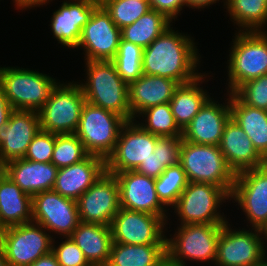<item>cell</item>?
I'll list each match as a JSON object with an SVG mask.
<instances>
[{
    "label": "cell",
    "mask_w": 267,
    "mask_h": 266,
    "mask_svg": "<svg viewBox=\"0 0 267 266\" xmlns=\"http://www.w3.org/2000/svg\"><path fill=\"white\" fill-rule=\"evenodd\" d=\"M13 111L14 109L0 89V129L7 124Z\"/></svg>",
    "instance_id": "cell-43"
},
{
    "label": "cell",
    "mask_w": 267,
    "mask_h": 266,
    "mask_svg": "<svg viewBox=\"0 0 267 266\" xmlns=\"http://www.w3.org/2000/svg\"><path fill=\"white\" fill-rule=\"evenodd\" d=\"M88 155L84 144L75 133L55 134V146L51 163L58 169L80 162Z\"/></svg>",
    "instance_id": "cell-37"
},
{
    "label": "cell",
    "mask_w": 267,
    "mask_h": 266,
    "mask_svg": "<svg viewBox=\"0 0 267 266\" xmlns=\"http://www.w3.org/2000/svg\"><path fill=\"white\" fill-rule=\"evenodd\" d=\"M166 256V244L113 243L106 266H157Z\"/></svg>",
    "instance_id": "cell-30"
},
{
    "label": "cell",
    "mask_w": 267,
    "mask_h": 266,
    "mask_svg": "<svg viewBox=\"0 0 267 266\" xmlns=\"http://www.w3.org/2000/svg\"><path fill=\"white\" fill-rule=\"evenodd\" d=\"M58 82L29 68L0 66V89L14 110L39 111Z\"/></svg>",
    "instance_id": "cell-4"
},
{
    "label": "cell",
    "mask_w": 267,
    "mask_h": 266,
    "mask_svg": "<svg viewBox=\"0 0 267 266\" xmlns=\"http://www.w3.org/2000/svg\"><path fill=\"white\" fill-rule=\"evenodd\" d=\"M168 224L161 216L120 208L110 226L113 243L166 244Z\"/></svg>",
    "instance_id": "cell-15"
},
{
    "label": "cell",
    "mask_w": 267,
    "mask_h": 266,
    "mask_svg": "<svg viewBox=\"0 0 267 266\" xmlns=\"http://www.w3.org/2000/svg\"><path fill=\"white\" fill-rule=\"evenodd\" d=\"M61 242H52V252L55 254L60 266H91L82 250L76 245L71 237H62ZM63 239H65L63 241ZM59 244H55V243Z\"/></svg>",
    "instance_id": "cell-40"
},
{
    "label": "cell",
    "mask_w": 267,
    "mask_h": 266,
    "mask_svg": "<svg viewBox=\"0 0 267 266\" xmlns=\"http://www.w3.org/2000/svg\"><path fill=\"white\" fill-rule=\"evenodd\" d=\"M179 164L188 182L212 184L231 194L236 174L228 166L219 146L182 140Z\"/></svg>",
    "instance_id": "cell-5"
},
{
    "label": "cell",
    "mask_w": 267,
    "mask_h": 266,
    "mask_svg": "<svg viewBox=\"0 0 267 266\" xmlns=\"http://www.w3.org/2000/svg\"><path fill=\"white\" fill-rule=\"evenodd\" d=\"M126 122L122 116L86 101L75 134L89 154L106 160L113 152Z\"/></svg>",
    "instance_id": "cell-9"
},
{
    "label": "cell",
    "mask_w": 267,
    "mask_h": 266,
    "mask_svg": "<svg viewBox=\"0 0 267 266\" xmlns=\"http://www.w3.org/2000/svg\"><path fill=\"white\" fill-rule=\"evenodd\" d=\"M41 130L38 111L14 110L0 129V165L24 158L33 137Z\"/></svg>",
    "instance_id": "cell-20"
},
{
    "label": "cell",
    "mask_w": 267,
    "mask_h": 266,
    "mask_svg": "<svg viewBox=\"0 0 267 266\" xmlns=\"http://www.w3.org/2000/svg\"><path fill=\"white\" fill-rule=\"evenodd\" d=\"M237 31H265L267 25V0H225L223 4ZM265 26V27H264Z\"/></svg>",
    "instance_id": "cell-31"
},
{
    "label": "cell",
    "mask_w": 267,
    "mask_h": 266,
    "mask_svg": "<svg viewBox=\"0 0 267 266\" xmlns=\"http://www.w3.org/2000/svg\"><path fill=\"white\" fill-rule=\"evenodd\" d=\"M7 230V226L4 224V222L1 219V215H0V240L3 236V234L6 232Z\"/></svg>",
    "instance_id": "cell-49"
},
{
    "label": "cell",
    "mask_w": 267,
    "mask_h": 266,
    "mask_svg": "<svg viewBox=\"0 0 267 266\" xmlns=\"http://www.w3.org/2000/svg\"><path fill=\"white\" fill-rule=\"evenodd\" d=\"M218 146L228 166L235 174L244 170L261 167L267 163L254 148L249 136L231 118L224 126Z\"/></svg>",
    "instance_id": "cell-23"
},
{
    "label": "cell",
    "mask_w": 267,
    "mask_h": 266,
    "mask_svg": "<svg viewBox=\"0 0 267 266\" xmlns=\"http://www.w3.org/2000/svg\"><path fill=\"white\" fill-rule=\"evenodd\" d=\"M170 26H173L171 20L164 14L151 9L133 24L122 28L121 38L144 49Z\"/></svg>",
    "instance_id": "cell-32"
},
{
    "label": "cell",
    "mask_w": 267,
    "mask_h": 266,
    "mask_svg": "<svg viewBox=\"0 0 267 266\" xmlns=\"http://www.w3.org/2000/svg\"><path fill=\"white\" fill-rule=\"evenodd\" d=\"M231 119L249 136L254 148L267 161V111L243 104L230 93Z\"/></svg>",
    "instance_id": "cell-29"
},
{
    "label": "cell",
    "mask_w": 267,
    "mask_h": 266,
    "mask_svg": "<svg viewBox=\"0 0 267 266\" xmlns=\"http://www.w3.org/2000/svg\"><path fill=\"white\" fill-rule=\"evenodd\" d=\"M223 224L177 225L171 238L166 237L167 257L180 266L188 261L208 262L214 265L217 243Z\"/></svg>",
    "instance_id": "cell-7"
},
{
    "label": "cell",
    "mask_w": 267,
    "mask_h": 266,
    "mask_svg": "<svg viewBox=\"0 0 267 266\" xmlns=\"http://www.w3.org/2000/svg\"><path fill=\"white\" fill-rule=\"evenodd\" d=\"M1 170L31 196L53 190L58 173V168L51 162H34L25 158L11 160L2 165Z\"/></svg>",
    "instance_id": "cell-24"
},
{
    "label": "cell",
    "mask_w": 267,
    "mask_h": 266,
    "mask_svg": "<svg viewBox=\"0 0 267 266\" xmlns=\"http://www.w3.org/2000/svg\"><path fill=\"white\" fill-rule=\"evenodd\" d=\"M76 202L81 222L111 226L121 208L117 178L105 171Z\"/></svg>",
    "instance_id": "cell-17"
},
{
    "label": "cell",
    "mask_w": 267,
    "mask_h": 266,
    "mask_svg": "<svg viewBox=\"0 0 267 266\" xmlns=\"http://www.w3.org/2000/svg\"><path fill=\"white\" fill-rule=\"evenodd\" d=\"M55 146V134L40 130L28 146L24 158L34 162L50 163Z\"/></svg>",
    "instance_id": "cell-41"
},
{
    "label": "cell",
    "mask_w": 267,
    "mask_h": 266,
    "mask_svg": "<svg viewBox=\"0 0 267 266\" xmlns=\"http://www.w3.org/2000/svg\"><path fill=\"white\" fill-rule=\"evenodd\" d=\"M157 266H180V265L176 262H173L166 256Z\"/></svg>",
    "instance_id": "cell-47"
},
{
    "label": "cell",
    "mask_w": 267,
    "mask_h": 266,
    "mask_svg": "<svg viewBox=\"0 0 267 266\" xmlns=\"http://www.w3.org/2000/svg\"><path fill=\"white\" fill-rule=\"evenodd\" d=\"M0 215L8 226L32 222V196L0 171Z\"/></svg>",
    "instance_id": "cell-28"
},
{
    "label": "cell",
    "mask_w": 267,
    "mask_h": 266,
    "mask_svg": "<svg viewBox=\"0 0 267 266\" xmlns=\"http://www.w3.org/2000/svg\"><path fill=\"white\" fill-rule=\"evenodd\" d=\"M143 51L142 47L121 38L118 52L112 61L118 74L128 85L143 75Z\"/></svg>",
    "instance_id": "cell-36"
},
{
    "label": "cell",
    "mask_w": 267,
    "mask_h": 266,
    "mask_svg": "<svg viewBox=\"0 0 267 266\" xmlns=\"http://www.w3.org/2000/svg\"><path fill=\"white\" fill-rule=\"evenodd\" d=\"M84 67L85 83L78 84L86 101L131 121L128 84L118 74L113 61H85Z\"/></svg>",
    "instance_id": "cell-2"
},
{
    "label": "cell",
    "mask_w": 267,
    "mask_h": 266,
    "mask_svg": "<svg viewBox=\"0 0 267 266\" xmlns=\"http://www.w3.org/2000/svg\"><path fill=\"white\" fill-rule=\"evenodd\" d=\"M187 184L188 180L182 166L180 164L169 166L155 179L157 197L170 210L177 203Z\"/></svg>",
    "instance_id": "cell-35"
},
{
    "label": "cell",
    "mask_w": 267,
    "mask_h": 266,
    "mask_svg": "<svg viewBox=\"0 0 267 266\" xmlns=\"http://www.w3.org/2000/svg\"><path fill=\"white\" fill-rule=\"evenodd\" d=\"M228 200L230 194L224 188L208 183L188 182L172 209L178 217V225L224 224L229 218L224 212L220 213V207Z\"/></svg>",
    "instance_id": "cell-6"
},
{
    "label": "cell",
    "mask_w": 267,
    "mask_h": 266,
    "mask_svg": "<svg viewBox=\"0 0 267 266\" xmlns=\"http://www.w3.org/2000/svg\"><path fill=\"white\" fill-rule=\"evenodd\" d=\"M225 103L210 97L183 129L182 139L195 144L218 146L225 124L231 118L230 93L225 94ZM228 95V96H227Z\"/></svg>",
    "instance_id": "cell-19"
},
{
    "label": "cell",
    "mask_w": 267,
    "mask_h": 266,
    "mask_svg": "<svg viewBox=\"0 0 267 266\" xmlns=\"http://www.w3.org/2000/svg\"><path fill=\"white\" fill-rule=\"evenodd\" d=\"M223 3H225V0H222ZM219 3L220 0H185V4H186V7H188L189 9H203V8H206L213 4H216V3Z\"/></svg>",
    "instance_id": "cell-46"
},
{
    "label": "cell",
    "mask_w": 267,
    "mask_h": 266,
    "mask_svg": "<svg viewBox=\"0 0 267 266\" xmlns=\"http://www.w3.org/2000/svg\"><path fill=\"white\" fill-rule=\"evenodd\" d=\"M180 84L172 79L143 74L128 85L131 120L145 109L169 103Z\"/></svg>",
    "instance_id": "cell-25"
},
{
    "label": "cell",
    "mask_w": 267,
    "mask_h": 266,
    "mask_svg": "<svg viewBox=\"0 0 267 266\" xmlns=\"http://www.w3.org/2000/svg\"><path fill=\"white\" fill-rule=\"evenodd\" d=\"M255 266H267V256L258 264Z\"/></svg>",
    "instance_id": "cell-51"
},
{
    "label": "cell",
    "mask_w": 267,
    "mask_h": 266,
    "mask_svg": "<svg viewBox=\"0 0 267 266\" xmlns=\"http://www.w3.org/2000/svg\"><path fill=\"white\" fill-rule=\"evenodd\" d=\"M137 118L141 121H135L149 133L162 137H182L183 130L177 125L169 103L149 107Z\"/></svg>",
    "instance_id": "cell-34"
},
{
    "label": "cell",
    "mask_w": 267,
    "mask_h": 266,
    "mask_svg": "<svg viewBox=\"0 0 267 266\" xmlns=\"http://www.w3.org/2000/svg\"><path fill=\"white\" fill-rule=\"evenodd\" d=\"M98 3L91 0H64L51 16V32L58 44L76 49L83 27L88 23Z\"/></svg>",
    "instance_id": "cell-21"
},
{
    "label": "cell",
    "mask_w": 267,
    "mask_h": 266,
    "mask_svg": "<svg viewBox=\"0 0 267 266\" xmlns=\"http://www.w3.org/2000/svg\"><path fill=\"white\" fill-rule=\"evenodd\" d=\"M232 93L243 104L267 111V74L238 86Z\"/></svg>",
    "instance_id": "cell-39"
},
{
    "label": "cell",
    "mask_w": 267,
    "mask_h": 266,
    "mask_svg": "<svg viewBox=\"0 0 267 266\" xmlns=\"http://www.w3.org/2000/svg\"><path fill=\"white\" fill-rule=\"evenodd\" d=\"M182 140V137L160 136L151 156L139 164L135 171L154 179L158 178L167 167L179 164Z\"/></svg>",
    "instance_id": "cell-33"
},
{
    "label": "cell",
    "mask_w": 267,
    "mask_h": 266,
    "mask_svg": "<svg viewBox=\"0 0 267 266\" xmlns=\"http://www.w3.org/2000/svg\"><path fill=\"white\" fill-rule=\"evenodd\" d=\"M209 73H203L192 82L180 84L169 104L177 125L183 130L211 97L201 84L208 82ZM206 80V81H205ZM201 86V87H200Z\"/></svg>",
    "instance_id": "cell-27"
},
{
    "label": "cell",
    "mask_w": 267,
    "mask_h": 266,
    "mask_svg": "<svg viewBox=\"0 0 267 266\" xmlns=\"http://www.w3.org/2000/svg\"><path fill=\"white\" fill-rule=\"evenodd\" d=\"M32 221L55 233L54 239L70 237L80 222L77 202L54 190L37 193L32 196Z\"/></svg>",
    "instance_id": "cell-14"
},
{
    "label": "cell",
    "mask_w": 267,
    "mask_h": 266,
    "mask_svg": "<svg viewBox=\"0 0 267 266\" xmlns=\"http://www.w3.org/2000/svg\"><path fill=\"white\" fill-rule=\"evenodd\" d=\"M105 171V159L89 154L80 162L58 169L53 190L77 201Z\"/></svg>",
    "instance_id": "cell-22"
},
{
    "label": "cell",
    "mask_w": 267,
    "mask_h": 266,
    "mask_svg": "<svg viewBox=\"0 0 267 266\" xmlns=\"http://www.w3.org/2000/svg\"><path fill=\"white\" fill-rule=\"evenodd\" d=\"M189 34L173 27L167 28L151 44L144 48L143 74L166 77L186 84L198 78L201 55ZM198 66V67H197ZM198 69V70H197Z\"/></svg>",
    "instance_id": "cell-1"
},
{
    "label": "cell",
    "mask_w": 267,
    "mask_h": 266,
    "mask_svg": "<svg viewBox=\"0 0 267 266\" xmlns=\"http://www.w3.org/2000/svg\"><path fill=\"white\" fill-rule=\"evenodd\" d=\"M92 2L98 3V4H102L105 0H91Z\"/></svg>",
    "instance_id": "cell-52"
},
{
    "label": "cell",
    "mask_w": 267,
    "mask_h": 266,
    "mask_svg": "<svg viewBox=\"0 0 267 266\" xmlns=\"http://www.w3.org/2000/svg\"><path fill=\"white\" fill-rule=\"evenodd\" d=\"M114 175L118 182L121 208L161 216L169 222V209L157 197L154 178L136 171H123Z\"/></svg>",
    "instance_id": "cell-18"
},
{
    "label": "cell",
    "mask_w": 267,
    "mask_h": 266,
    "mask_svg": "<svg viewBox=\"0 0 267 266\" xmlns=\"http://www.w3.org/2000/svg\"><path fill=\"white\" fill-rule=\"evenodd\" d=\"M231 200L244 212L247 227L263 229L267 224V163L236 174Z\"/></svg>",
    "instance_id": "cell-12"
},
{
    "label": "cell",
    "mask_w": 267,
    "mask_h": 266,
    "mask_svg": "<svg viewBox=\"0 0 267 266\" xmlns=\"http://www.w3.org/2000/svg\"><path fill=\"white\" fill-rule=\"evenodd\" d=\"M0 266H10L9 263L7 262L3 251L0 248Z\"/></svg>",
    "instance_id": "cell-48"
},
{
    "label": "cell",
    "mask_w": 267,
    "mask_h": 266,
    "mask_svg": "<svg viewBox=\"0 0 267 266\" xmlns=\"http://www.w3.org/2000/svg\"><path fill=\"white\" fill-rule=\"evenodd\" d=\"M224 223L217 243L215 266H255L267 253L260 229H232ZM251 229V230H250Z\"/></svg>",
    "instance_id": "cell-11"
},
{
    "label": "cell",
    "mask_w": 267,
    "mask_h": 266,
    "mask_svg": "<svg viewBox=\"0 0 267 266\" xmlns=\"http://www.w3.org/2000/svg\"><path fill=\"white\" fill-rule=\"evenodd\" d=\"M50 1L52 2L53 0H13V3H15L14 5L17 10L23 11L33 9V7H43V5H47Z\"/></svg>",
    "instance_id": "cell-44"
},
{
    "label": "cell",
    "mask_w": 267,
    "mask_h": 266,
    "mask_svg": "<svg viewBox=\"0 0 267 266\" xmlns=\"http://www.w3.org/2000/svg\"><path fill=\"white\" fill-rule=\"evenodd\" d=\"M35 222L8 226L0 248L10 266H29L52 251L54 235Z\"/></svg>",
    "instance_id": "cell-10"
},
{
    "label": "cell",
    "mask_w": 267,
    "mask_h": 266,
    "mask_svg": "<svg viewBox=\"0 0 267 266\" xmlns=\"http://www.w3.org/2000/svg\"><path fill=\"white\" fill-rule=\"evenodd\" d=\"M227 58V93L267 74V31H236Z\"/></svg>",
    "instance_id": "cell-3"
},
{
    "label": "cell",
    "mask_w": 267,
    "mask_h": 266,
    "mask_svg": "<svg viewBox=\"0 0 267 266\" xmlns=\"http://www.w3.org/2000/svg\"><path fill=\"white\" fill-rule=\"evenodd\" d=\"M101 5L119 29L133 24L151 10L148 0H105Z\"/></svg>",
    "instance_id": "cell-38"
},
{
    "label": "cell",
    "mask_w": 267,
    "mask_h": 266,
    "mask_svg": "<svg viewBox=\"0 0 267 266\" xmlns=\"http://www.w3.org/2000/svg\"><path fill=\"white\" fill-rule=\"evenodd\" d=\"M262 231V236H263V239H264V243L267 245V224L263 227V229L261 230Z\"/></svg>",
    "instance_id": "cell-50"
},
{
    "label": "cell",
    "mask_w": 267,
    "mask_h": 266,
    "mask_svg": "<svg viewBox=\"0 0 267 266\" xmlns=\"http://www.w3.org/2000/svg\"><path fill=\"white\" fill-rule=\"evenodd\" d=\"M85 103L84 93L77 81L61 83L59 80L38 111L41 130L56 135L75 133Z\"/></svg>",
    "instance_id": "cell-8"
},
{
    "label": "cell",
    "mask_w": 267,
    "mask_h": 266,
    "mask_svg": "<svg viewBox=\"0 0 267 266\" xmlns=\"http://www.w3.org/2000/svg\"><path fill=\"white\" fill-rule=\"evenodd\" d=\"M120 40L121 29L99 4L83 27L76 49H82L85 52H83L84 61H112L118 52Z\"/></svg>",
    "instance_id": "cell-16"
},
{
    "label": "cell",
    "mask_w": 267,
    "mask_h": 266,
    "mask_svg": "<svg viewBox=\"0 0 267 266\" xmlns=\"http://www.w3.org/2000/svg\"><path fill=\"white\" fill-rule=\"evenodd\" d=\"M70 237L91 266L107 265L113 244L110 226L80 221Z\"/></svg>",
    "instance_id": "cell-26"
},
{
    "label": "cell",
    "mask_w": 267,
    "mask_h": 266,
    "mask_svg": "<svg viewBox=\"0 0 267 266\" xmlns=\"http://www.w3.org/2000/svg\"><path fill=\"white\" fill-rule=\"evenodd\" d=\"M159 137L144 130L135 120L127 121L121 128L113 152L105 160L106 172L114 175L135 171L151 156Z\"/></svg>",
    "instance_id": "cell-13"
},
{
    "label": "cell",
    "mask_w": 267,
    "mask_h": 266,
    "mask_svg": "<svg viewBox=\"0 0 267 266\" xmlns=\"http://www.w3.org/2000/svg\"><path fill=\"white\" fill-rule=\"evenodd\" d=\"M29 266H60V264L58 263L55 254L51 251L50 253L38 258Z\"/></svg>",
    "instance_id": "cell-45"
},
{
    "label": "cell",
    "mask_w": 267,
    "mask_h": 266,
    "mask_svg": "<svg viewBox=\"0 0 267 266\" xmlns=\"http://www.w3.org/2000/svg\"><path fill=\"white\" fill-rule=\"evenodd\" d=\"M151 9L164 14L169 20L176 21L183 7H186L185 0H148Z\"/></svg>",
    "instance_id": "cell-42"
}]
</instances>
